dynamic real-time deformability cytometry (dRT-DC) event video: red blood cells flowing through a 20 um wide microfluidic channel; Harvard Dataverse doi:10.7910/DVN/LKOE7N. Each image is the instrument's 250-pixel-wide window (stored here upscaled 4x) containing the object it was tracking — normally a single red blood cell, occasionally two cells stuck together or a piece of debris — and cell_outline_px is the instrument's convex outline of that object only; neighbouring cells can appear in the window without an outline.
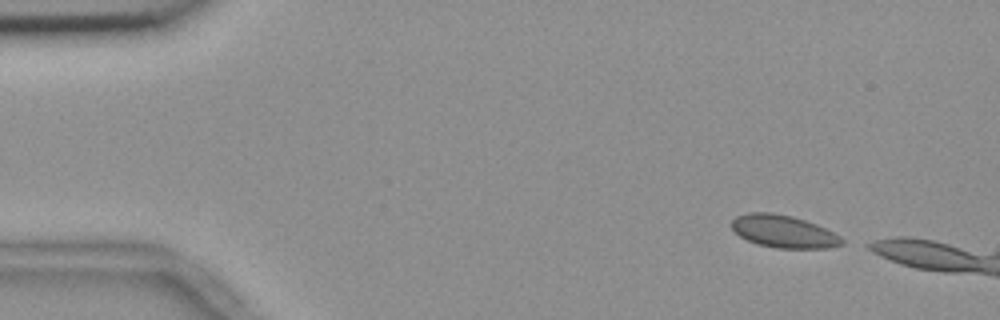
{"species": "common noctule bat (a hibernating species)", "species_latin": "Nyctalus noctula", "temperature_condition": "room temperature", "stored_images_in_passage": 7, "camera_frame_rate_fps": 3000, "um_per_image_px": 0.085, "animal": {"sex": "female", "body_mass_g": 18.4}, "frame": {"image": 1, "passage_image": 1, "time_ms": 0.0, "image_size_px": [1000, 320], "cell_outline_px": [[844, 244], [828, 248], [776, 248], [756, 244], [740, 236], [728, 224], [736, 216], [748, 212], [772, 212], [792, 216], [816, 224], [840, 236], [844, 240]], "centroid_in_image_um": [66.57, 19.67], "position_along_channel_um": 18.4, "area_um2": 20.98}}